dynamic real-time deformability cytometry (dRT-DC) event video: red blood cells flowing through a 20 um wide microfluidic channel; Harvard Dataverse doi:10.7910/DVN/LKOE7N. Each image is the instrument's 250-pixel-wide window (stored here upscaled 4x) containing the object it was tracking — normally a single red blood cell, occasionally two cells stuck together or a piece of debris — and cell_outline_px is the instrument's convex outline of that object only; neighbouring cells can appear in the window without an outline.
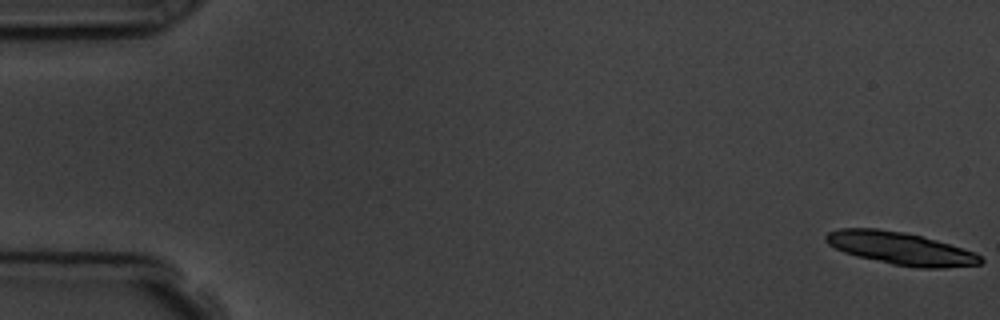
{"species": "common noctule bat (a hibernating species)", "species_latin": "Nyctalus noctula", "temperature_condition": "room temperature", "stored_images_in_passage": 17, "camera_frame_rate_fps": 3000, "um_per_image_px": 0.085, "animal": {"sex": "male", "body_mass_g": 19.5, "forearm_length_mm": 54.6}, "frame": {"image": 1, "passage_image": 1, "time_ms": 0.0, "image_size_px": [1000, 320], "cell_outline_px": [[984, 260], [980, 264], [944, 268], [920, 268], [892, 264], [856, 256], [844, 252], [828, 244], [824, 240], [824, 236], [828, 232], [840, 228], [876, 228], [904, 232], [936, 240], [976, 252]], "centroid_in_image_um": [76.54, 21.11], "position_along_channel_um": 8.5, "area_um2": 29.36}}
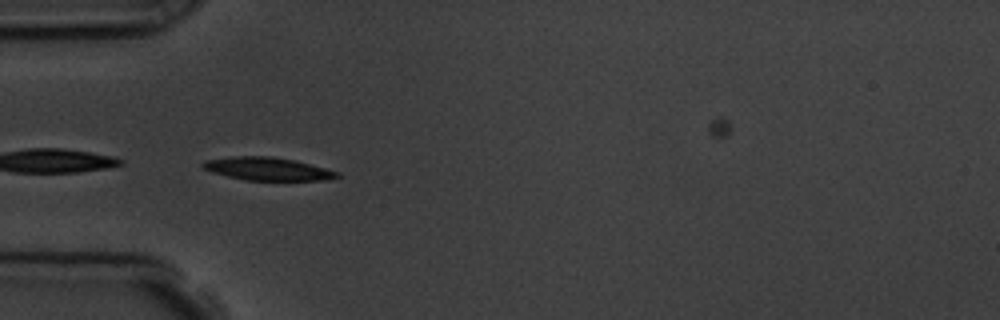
{"frame": {"image": 2, "passage_image": 6, "time_ms": 5.667, "image_size_px": [1000, 320], "cell_outline_px": [[340, 176], [324, 180], [248, 180], [228, 176], [212, 172], [204, 168], [200, 164], [204, 160], [232, 156], [272, 156], [296, 160], [340, 172]], "centroid_in_image_um": [22.74, 14.34], "position_along_channel_um": 62.3, "area_um2": 17.98}, "authors_computed_cell_mechanics": {"area_um2": 18.5538, "velocity_mm_per_s": 3.7119, "shape_relaxation_time_tau1_ms": 1.9928, "shape_relaxation_time_tau2_ms": 2.5463, "deformation_change_tau1": 0.1051, "deformation_change_tau2": 0.0587}}